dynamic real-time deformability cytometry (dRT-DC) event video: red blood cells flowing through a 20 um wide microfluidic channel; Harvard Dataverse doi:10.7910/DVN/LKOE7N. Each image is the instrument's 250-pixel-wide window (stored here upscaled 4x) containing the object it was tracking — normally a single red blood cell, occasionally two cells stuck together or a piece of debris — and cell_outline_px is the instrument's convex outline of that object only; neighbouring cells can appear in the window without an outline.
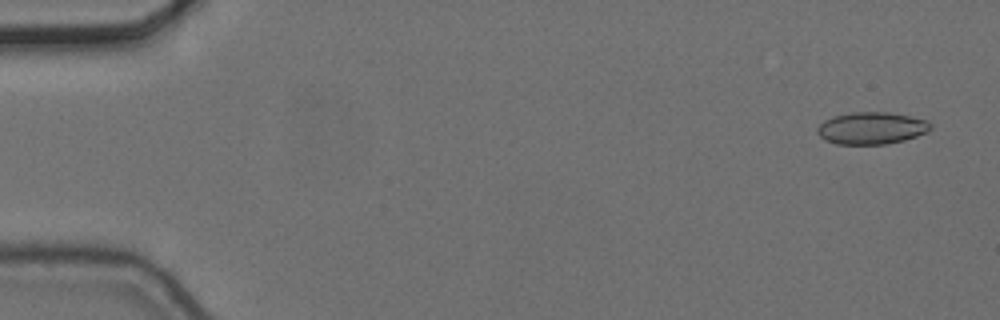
{"species": "common noctule bat (a hibernating species)", "species_latin": "Nyctalus noctula", "temperature_condition": "cold", "stored_images_in_passage": 6, "camera_frame_rate_fps": 3000, "um_per_image_px": 0.085, "animal": {"sex": "female", "body_mass_g": 24.6, "forearm_length_mm": 56.2}, "frame": {"image": 1, "passage_image": 1, "time_ms": 0.0, "image_size_px": [1000, 320], "cell_outline_px": [[932, 128], [928, 132], [904, 140], [888, 144], [836, 144], [824, 140], [816, 132], [816, 128], [824, 120], [832, 116], [852, 112], [888, 112], [928, 120], [932, 124]], "centroid_in_image_um": [74.07, 10.89], "position_along_channel_um": 10.9, "area_um2": 21.39}}
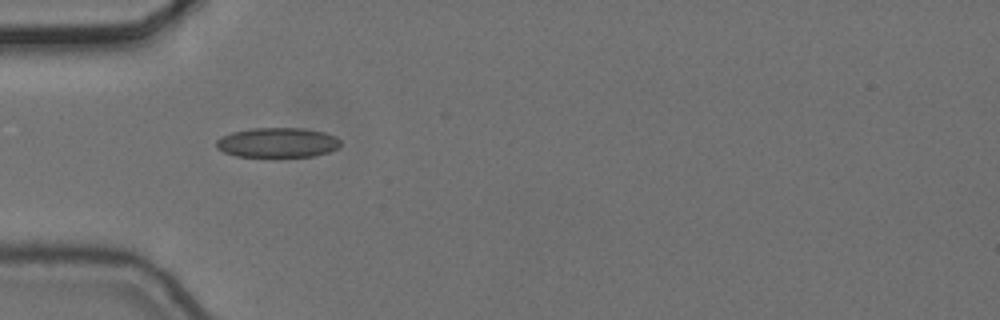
{"frame": {"image": 2, "passage_image": 5, "time_ms": 1.333, "image_size_px": [1000, 320], "cell_outline_px": [[340, 148], [316, 156], [276, 160], [272, 160], [236, 156], [224, 152], [216, 148], [216, 140], [220, 136], [232, 132], [252, 128], [304, 128], [324, 132], [336, 136], [340, 140]], "centroid_in_image_um": [23.59, 12.18], "position_along_channel_um": 61.4, "area_um2": 22.89}}
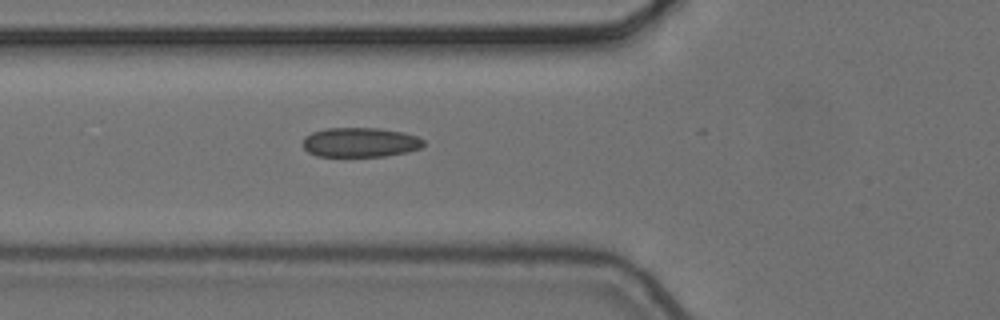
{"frame": {"image": 3, "passage_image": 6, "time_ms": 1.667, "image_size_px": [1000, 320], "cell_outline_px": [[424, 144], [420, 148], [408, 152], [384, 156], [316, 156], [308, 152], [304, 148], [304, 136], [312, 132], [324, 128], [380, 128], [404, 132], [416, 136], [424, 140]], "centroid_in_image_um": [30.62, 12.09], "position_along_channel_um": 95.2, "area_um2": 20.87}}